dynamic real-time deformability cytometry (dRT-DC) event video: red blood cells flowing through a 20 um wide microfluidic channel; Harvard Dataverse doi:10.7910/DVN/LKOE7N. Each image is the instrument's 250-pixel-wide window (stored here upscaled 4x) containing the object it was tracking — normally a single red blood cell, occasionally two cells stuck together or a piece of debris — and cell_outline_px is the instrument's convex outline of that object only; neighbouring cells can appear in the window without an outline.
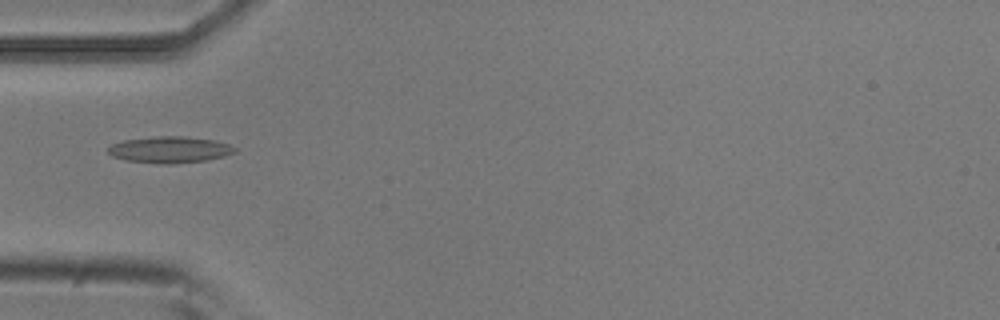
{"species": "common noctule bat (a hibernating species)", "species_latin": "Nyctalus noctula", "temperature_condition": "room temperature", "stored_images_in_passage": 4, "camera_frame_rate_fps": 3000, "um_per_image_px": 0.085, "animal": {"sex": "male", "body_mass_g": 20.5, "forearm_length_mm": 52.5}, "frame": {"image": 1, "passage_image": 1, "time_ms": 0.0, "image_size_px": [1000, 320], "cell_outline_px": [[236, 152], [224, 156], [208, 160], [176, 164], [160, 164], [128, 160], [112, 156], [108, 152], [108, 148], [112, 144], [124, 140], [156, 136], [184, 136], [212, 140], [228, 144], [236, 148]], "centroid_in_image_um": [14.44, 12.73], "position_along_channel_um": 70.6, "area_um2": 19.48}}
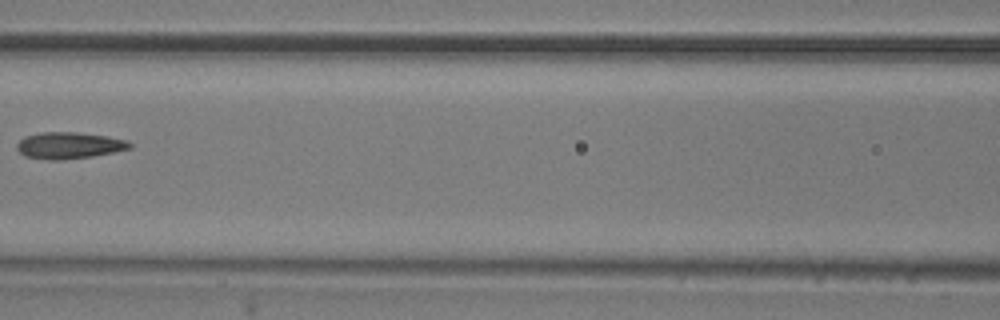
{"frame": {"image": 2, "passage_image": 3, "time_ms": 0.667, "image_size_px": [1000, 320], "cell_outline_px": [[132, 148], [92, 156], [60, 160], [48, 160], [24, 156], [16, 148], [16, 144], [24, 136], [40, 132], [76, 132], [104, 136], [128, 140], [132, 144]], "centroid_in_image_um": [5.84, 12.36], "position_along_channel_um": 160.8, "area_um2": 17.46}}
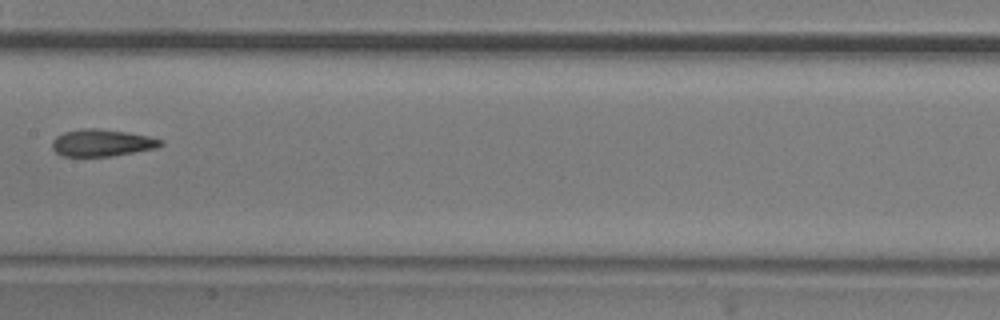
{"frame": {"image": 3, "passage_image": 4, "time_ms": 1.0, "image_size_px": [1000, 320], "cell_outline_px": [[164, 144], [156, 148], [112, 156], [60, 156], [52, 148], [52, 140], [56, 136], [64, 132], [80, 128], [100, 128], [128, 132], [148, 136], [164, 140]], "centroid_in_image_um": [8.66, 12.13], "position_along_channel_um": 198.7, "area_um2": 17.28}}